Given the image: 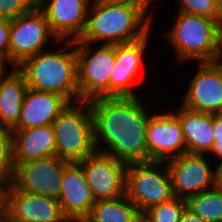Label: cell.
<instances>
[{"label": "cell", "instance_id": "1", "mask_svg": "<svg viewBox=\"0 0 222 222\" xmlns=\"http://www.w3.org/2000/svg\"><path fill=\"white\" fill-rule=\"evenodd\" d=\"M140 99L100 97L88 101L97 152L125 164L148 162L146 130L153 112L150 115Z\"/></svg>", "mask_w": 222, "mask_h": 222}, {"label": "cell", "instance_id": "2", "mask_svg": "<svg viewBox=\"0 0 222 222\" xmlns=\"http://www.w3.org/2000/svg\"><path fill=\"white\" fill-rule=\"evenodd\" d=\"M61 42L64 44L59 50L41 51L16 68L24 75L28 88L55 93L70 104L77 103L79 90L75 41Z\"/></svg>", "mask_w": 222, "mask_h": 222}, {"label": "cell", "instance_id": "3", "mask_svg": "<svg viewBox=\"0 0 222 222\" xmlns=\"http://www.w3.org/2000/svg\"><path fill=\"white\" fill-rule=\"evenodd\" d=\"M139 9L113 1L90 4L87 23L79 40L100 45L132 42L145 37L153 26ZM100 42V43H99Z\"/></svg>", "mask_w": 222, "mask_h": 222}, {"label": "cell", "instance_id": "4", "mask_svg": "<svg viewBox=\"0 0 222 222\" xmlns=\"http://www.w3.org/2000/svg\"><path fill=\"white\" fill-rule=\"evenodd\" d=\"M176 14L173 27L164 35L176 52V62L221 60L222 35L219 21L178 11Z\"/></svg>", "mask_w": 222, "mask_h": 222}, {"label": "cell", "instance_id": "5", "mask_svg": "<svg viewBox=\"0 0 222 222\" xmlns=\"http://www.w3.org/2000/svg\"><path fill=\"white\" fill-rule=\"evenodd\" d=\"M56 156L78 162L96 152L93 116L89 102L69 104L52 123Z\"/></svg>", "mask_w": 222, "mask_h": 222}, {"label": "cell", "instance_id": "6", "mask_svg": "<svg viewBox=\"0 0 222 222\" xmlns=\"http://www.w3.org/2000/svg\"><path fill=\"white\" fill-rule=\"evenodd\" d=\"M79 102L109 97V79L115 65V44L75 41ZM94 46H97L96 48Z\"/></svg>", "mask_w": 222, "mask_h": 222}, {"label": "cell", "instance_id": "7", "mask_svg": "<svg viewBox=\"0 0 222 222\" xmlns=\"http://www.w3.org/2000/svg\"><path fill=\"white\" fill-rule=\"evenodd\" d=\"M125 195L143 214L150 207L173 199V187L166 162L127 164Z\"/></svg>", "mask_w": 222, "mask_h": 222}, {"label": "cell", "instance_id": "8", "mask_svg": "<svg viewBox=\"0 0 222 222\" xmlns=\"http://www.w3.org/2000/svg\"><path fill=\"white\" fill-rule=\"evenodd\" d=\"M49 40L58 42L57 44L61 42L51 31L44 13L37 6L11 20L10 67H17L25 59L46 50Z\"/></svg>", "mask_w": 222, "mask_h": 222}, {"label": "cell", "instance_id": "9", "mask_svg": "<svg viewBox=\"0 0 222 222\" xmlns=\"http://www.w3.org/2000/svg\"><path fill=\"white\" fill-rule=\"evenodd\" d=\"M2 213L11 222H69L58 199L18 190L11 182L2 187Z\"/></svg>", "mask_w": 222, "mask_h": 222}, {"label": "cell", "instance_id": "10", "mask_svg": "<svg viewBox=\"0 0 222 222\" xmlns=\"http://www.w3.org/2000/svg\"><path fill=\"white\" fill-rule=\"evenodd\" d=\"M71 163L58 156L19 163L14 167L11 183L18 190L58 199L64 170Z\"/></svg>", "mask_w": 222, "mask_h": 222}, {"label": "cell", "instance_id": "11", "mask_svg": "<svg viewBox=\"0 0 222 222\" xmlns=\"http://www.w3.org/2000/svg\"><path fill=\"white\" fill-rule=\"evenodd\" d=\"M198 66L180 104L195 112L222 114V61L201 62Z\"/></svg>", "mask_w": 222, "mask_h": 222}, {"label": "cell", "instance_id": "12", "mask_svg": "<svg viewBox=\"0 0 222 222\" xmlns=\"http://www.w3.org/2000/svg\"><path fill=\"white\" fill-rule=\"evenodd\" d=\"M83 169L95 201L125 195L127 164L100 152L77 162Z\"/></svg>", "mask_w": 222, "mask_h": 222}, {"label": "cell", "instance_id": "13", "mask_svg": "<svg viewBox=\"0 0 222 222\" xmlns=\"http://www.w3.org/2000/svg\"><path fill=\"white\" fill-rule=\"evenodd\" d=\"M175 197L190 196L214 187L215 170L206 155L183 154L166 161Z\"/></svg>", "mask_w": 222, "mask_h": 222}, {"label": "cell", "instance_id": "14", "mask_svg": "<svg viewBox=\"0 0 222 222\" xmlns=\"http://www.w3.org/2000/svg\"><path fill=\"white\" fill-rule=\"evenodd\" d=\"M146 139L148 161L166 162L187 153L180 119L172 110L152 115Z\"/></svg>", "mask_w": 222, "mask_h": 222}, {"label": "cell", "instance_id": "15", "mask_svg": "<svg viewBox=\"0 0 222 222\" xmlns=\"http://www.w3.org/2000/svg\"><path fill=\"white\" fill-rule=\"evenodd\" d=\"M151 31L143 38L115 44V65L109 79V97H137L135 79L145 61Z\"/></svg>", "mask_w": 222, "mask_h": 222}, {"label": "cell", "instance_id": "16", "mask_svg": "<svg viewBox=\"0 0 222 222\" xmlns=\"http://www.w3.org/2000/svg\"><path fill=\"white\" fill-rule=\"evenodd\" d=\"M59 41H76L83 34L90 4L86 0H44L37 6Z\"/></svg>", "mask_w": 222, "mask_h": 222}, {"label": "cell", "instance_id": "17", "mask_svg": "<svg viewBox=\"0 0 222 222\" xmlns=\"http://www.w3.org/2000/svg\"><path fill=\"white\" fill-rule=\"evenodd\" d=\"M58 201L69 222H83L96 202L77 162H72L64 170Z\"/></svg>", "mask_w": 222, "mask_h": 222}, {"label": "cell", "instance_id": "18", "mask_svg": "<svg viewBox=\"0 0 222 222\" xmlns=\"http://www.w3.org/2000/svg\"><path fill=\"white\" fill-rule=\"evenodd\" d=\"M69 104L58 94L27 88L18 123L12 130L50 125Z\"/></svg>", "mask_w": 222, "mask_h": 222}, {"label": "cell", "instance_id": "19", "mask_svg": "<svg viewBox=\"0 0 222 222\" xmlns=\"http://www.w3.org/2000/svg\"><path fill=\"white\" fill-rule=\"evenodd\" d=\"M14 167L30 160L56 156V138L52 124L12 130Z\"/></svg>", "mask_w": 222, "mask_h": 222}, {"label": "cell", "instance_id": "20", "mask_svg": "<svg viewBox=\"0 0 222 222\" xmlns=\"http://www.w3.org/2000/svg\"><path fill=\"white\" fill-rule=\"evenodd\" d=\"M180 119L187 153L205 155L213 144V115L189 110L182 105L172 110Z\"/></svg>", "mask_w": 222, "mask_h": 222}, {"label": "cell", "instance_id": "21", "mask_svg": "<svg viewBox=\"0 0 222 222\" xmlns=\"http://www.w3.org/2000/svg\"><path fill=\"white\" fill-rule=\"evenodd\" d=\"M27 88L24 75L16 67L0 76V126L12 129L18 123Z\"/></svg>", "mask_w": 222, "mask_h": 222}, {"label": "cell", "instance_id": "22", "mask_svg": "<svg viewBox=\"0 0 222 222\" xmlns=\"http://www.w3.org/2000/svg\"><path fill=\"white\" fill-rule=\"evenodd\" d=\"M83 222H142V214L126 195L96 201Z\"/></svg>", "mask_w": 222, "mask_h": 222}, {"label": "cell", "instance_id": "23", "mask_svg": "<svg viewBox=\"0 0 222 222\" xmlns=\"http://www.w3.org/2000/svg\"><path fill=\"white\" fill-rule=\"evenodd\" d=\"M187 208L205 222H222V190L211 188L190 196Z\"/></svg>", "mask_w": 222, "mask_h": 222}, {"label": "cell", "instance_id": "24", "mask_svg": "<svg viewBox=\"0 0 222 222\" xmlns=\"http://www.w3.org/2000/svg\"><path fill=\"white\" fill-rule=\"evenodd\" d=\"M186 208L185 199L174 197L146 210L142 214V222H179Z\"/></svg>", "mask_w": 222, "mask_h": 222}, {"label": "cell", "instance_id": "25", "mask_svg": "<svg viewBox=\"0 0 222 222\" xmlns=\"http://www.w3.org/2000/svg\"><path fill=\"white\" fill-rule=\"evenodd\" d=\"M14 172L12 129L0 126V186L11 182Z\"/></svg>", "mask_w": 222, "mask_h": 222}, {"label": "cell", "instance_id": "26", "mask_svg": "<svg viewBox=\"0 0 222 222\" xmlns=\"http://www.w3.org/2000/svg\"><path fill=\"white\" fill-rule=\"evenodd\" d=\"M178 12L220 20L221 4L217 0H178Z\"/></svg>", "mask_w": 222, "mask_h": 222}, {"label": "cell", "instance_id": "27", "mask_svg": "<svg viewBox=\"0 0 222 222\" xmlns=\"http://www.w3.org/2000/svg\"><path fill=\"white\" fill-rule=\"evenodd\" d=\"M35 7L32 0H0V18L13 20Z\"/></svg>", "mask_w": 222, "mask_h": 222}, {"label": "cell", "instance_id": "28", "mask_svg": "<svg viewBox=\"0 0 222 222\" xmlns=\"http://www.w3.org/2000/svg\"><path fill=\"white\" fill-rule=\"evenodd\" d=\"M10 26L11 20L0 18V61L10 66Z\"/></svg>", "mask_w": 222, "mask_h": 222}, {"label": "cell", "instance_id": "29", "mask_svg": "<svg viewBox=\"0 0 222 222\" xmlns=\"http://www.w3.org/2000/svg\"><path fill=\"white\" fill-rule=\"evenodd\" d=\"M213 136L214 144L210 154L222 161V114L213 115Z\"/></svg>", "mask_w": 222, "mask_h": 222}, {"label": "cell", "instance_id": "30", "mask_svg": "<svg viewBox=\"0 0 222 222\" xmlns=\"http://www.w3.org/2000/svg\"><path fill=\"white\" fill-rule=\"evenodd\" d=\"M115 1L133 6L139 9L142 13H144L151 21L153 20L152 18L153 15L152 13H150L149 10L150 8H152L151 5L153 4V2L156 0H115Z\"/></svg>", "mask_w": 222, "mask_h": 222}, {"label": "cell", "instance_id": "31", "mask_svg": "<svg viewBox=\"0 0 222 222\" xmlns=\"http://www.w3.org/2000/svg\"><path fill=\"white\" fill-rule=\"evenodd\" d=\"M179 222H205V221L198 215H195L190 209L186 208Z\"/></svg>", "mask_w": 222, "mask_h": 222}, {"label": "cell", "instance_id": "32", "mask_svg": "<svg viewBox=\"0 0 222 222\" xmlns=\"http://www.w3.org/2000/svg\"><path fill=\"white\" fill-rule=\"evenodd\" d=\"M215 164L214 187L222 190V161H218V163Z\"/></svg>", "mask_w": 222, "mask_h": 222}, {"label": "cell", "instance_id": "33", "mask_svg": "<svg viewBox=\"0 0 222 222\" xmlns=\"http://www.w3.org/2000/svg\"><path fill=\"white\" fill-rule=\"evenodd\" d=\"M6 66L3 62L0 61V76L7 70Z\"/></svg>", "mask_w": 222, "mask_h": 222}, {"label": "cell", "instance_id": "34", "mask_svg": "<svg viewBox=\"0 0 222 222\" xmlns=\"http://www.w3.org/2000/svg\"><path fill=\"white\" fill-rule=\"evenodd\" d=\"M89 4L99 3V2H106V1H113V0H86Z\"/></svg>", "mask_w": 222, "mask_h": 222}, {"label": "cell", "instance_id": "35", "mask_svg": "<svg viewBox=\"0 0 222 222\" xmlns=\"http://www.w3.org/2000/svg\"><path fill=\"white\" fill-rule=\"evenodd\" d=\"M0 222H11V221L3 213H1Z\"/></svg>", "mask_w": 222, "mask_h": 222}, {"label": "cell", "instance_id": "36", "mask_svg": "<svg viewBox=\"0 0 222 222\" xmlns=\"http://www.w3.org/2000/svg\"><path fill=\"white\" fill-rule=\"evenodd\" d=\"M219 26H220V31H221V35H222V4H221V16H220V20H219Z\"/></svg>", "mask_w": 222, "mask_h": 222}, {"label": "cell", "instance_id": "37", "mask_svg": "<svg viewBox=\"0 0 222 222\" xmlns=\"http://www.w3.org/2000/svg\"><path fill=\"white\" fill-rule=\"evenodd\" d=\"M43 1H44V0H32L33 4H34L35 6L40 5Z\"/></svg>", "mask_w": 222, "mask_h": 222}, {"label": "cell", "instance_id": "38", "mask_svg": "<svg viewBox=\"0 0 222 222\" xmlns=\"http://www.w3.org/2000/svg\"><path fill=\"white\" fill-rule=\"evenodd\" d=\"M0 203H2V187L0 186Z\"/></svg>", "mask_w": 222, "mask_h": 222}, {"label": "cell", "instance_id": "39", "mask_svg": "<svg viewBox=\"0 0 222 222\" xmlns=\"http://www.w3.org/2000/svg\"><path fill=\"white\" fill-rule=\"evenodd\" d=\"M2 213V203H0V214Z\"/></svg>", "mask_w": 222, "mask_h": 222}]
</instances>
